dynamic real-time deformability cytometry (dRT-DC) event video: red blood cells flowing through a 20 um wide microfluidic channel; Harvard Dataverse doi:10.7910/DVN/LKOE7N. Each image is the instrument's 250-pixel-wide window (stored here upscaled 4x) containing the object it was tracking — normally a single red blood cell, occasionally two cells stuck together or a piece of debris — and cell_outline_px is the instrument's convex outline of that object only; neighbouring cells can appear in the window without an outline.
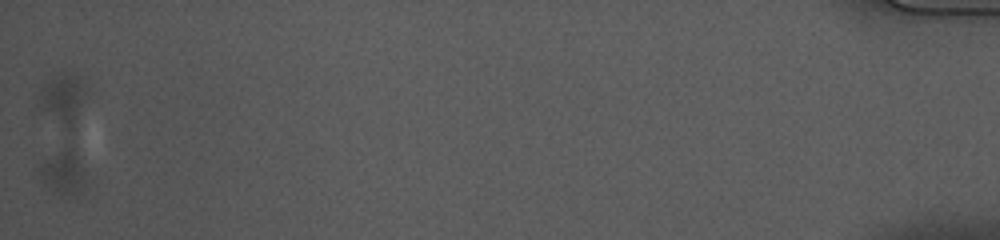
{"species": "common noctule bat (a hibernating species)", "species_latin": "Nyctalus noctula", "temperature_condition": "cold", "stored_images_in_passage": 52, "camera_frame_rate_fps": 3000, "um_per_image_px": 0.085, "animal": {"sex": "female", "body_mass_g": 10.0, "forearm_length_mm": 53.1}, "frame": {"image": 1, "passage_image": 52, "time_ms": 17.0, "image_size_px": [1000, 240], "cell_outline_px": [[84, 192], [60, 196], [52, 192], [40, 176], [40, 164], [64, 148], [72, 148], [80, 168], [84, 180]], "centroid_in_image_um": [5.34, 14.74], "position_along_channel_um": 429.9, "area_um2": 11.04}}